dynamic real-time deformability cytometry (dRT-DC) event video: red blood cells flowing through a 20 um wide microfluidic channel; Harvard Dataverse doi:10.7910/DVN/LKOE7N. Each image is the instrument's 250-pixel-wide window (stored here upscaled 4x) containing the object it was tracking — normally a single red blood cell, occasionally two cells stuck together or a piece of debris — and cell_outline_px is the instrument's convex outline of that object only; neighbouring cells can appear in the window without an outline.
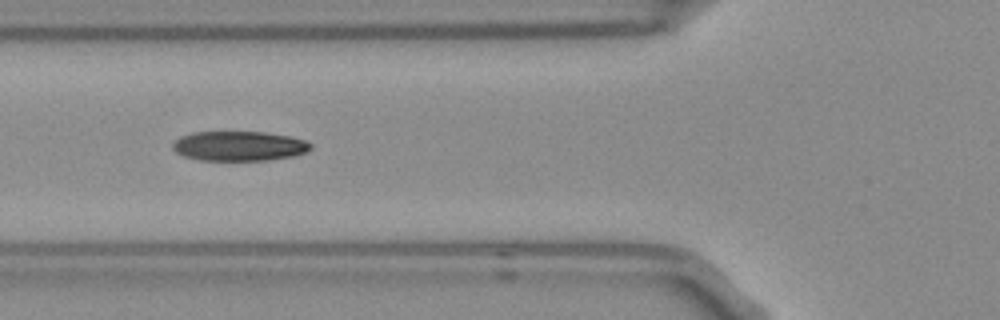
{"species": "Egyptian fruit bat (a non-hibernating species)", "species_latin": "Rousettus aegyptiacus", "temperature_condition": "room temperature", "stored_images_in_passage": 27, "camera_frame_rate_fps": 3000, "um_per_image_px": 0.085, "frame": {"image": 1, "passage_image": 8, "time_ms": 2.333, "image_size_px": [1000, 320], "cell_outline_px": [[312, 148], [304, 152], [292, 156], [268, 160], [200, 160], [184, 156], [176, 152], [172, 148], [172, 144], [180, 136], [192, 132], [264, 132], [292, 136], [304, 140], [312, 144]], "centroid_in_image_um": [20.31, 12.4], "position_along_channel_um": 105.5, "area_um2": 23.87}}
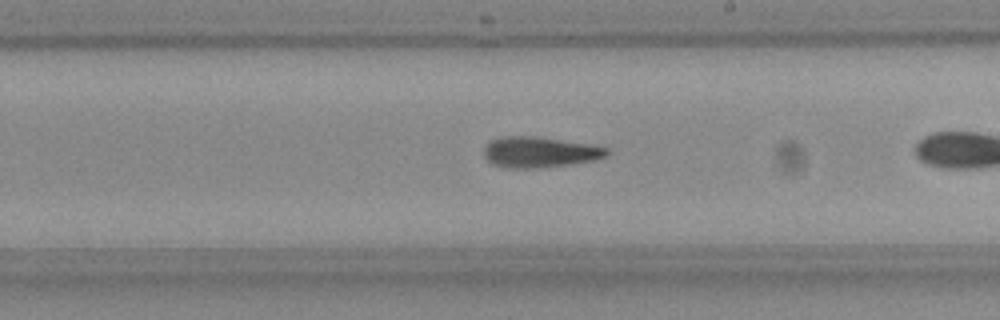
{"frame": {"image": 2, "passage_image": 16, "time_ms": 5.0, "image_size_px": [1000, 320], "cell_outline_px": [[608, 152], [604, 156], [592, 160], [568, 164], [536, 168], [508, 168], [492, 164], [484, 156], [484, 148], [488, 140], [500, 136], [540, 136], [588, 144], [608, 148]], "centroid_in_image_um": [45.78, 12.91], "position_along_channel_um": 243.2, "area_um2": 21.96}}